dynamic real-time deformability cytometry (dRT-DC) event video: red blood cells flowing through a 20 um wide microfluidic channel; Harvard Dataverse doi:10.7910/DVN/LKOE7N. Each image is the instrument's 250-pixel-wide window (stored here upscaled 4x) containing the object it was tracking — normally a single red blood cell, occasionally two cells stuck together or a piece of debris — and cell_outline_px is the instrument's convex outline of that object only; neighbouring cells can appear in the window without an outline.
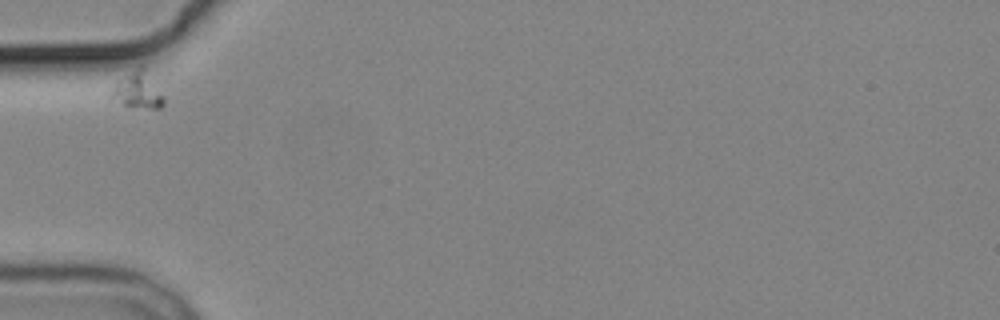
{"species": "common noctule bat (a hibernating species)", "species_latin": "Nyctalus noctula", "temperature_condition": "cold", "stored_images_in_passage": 1, "camera_frame_rate_fps": 3000, "um_per_image_px": 0.085, "animal": {"sex": "male", "body_mass_g": 19.2, "forearm_length_mm": 51.8}, "frame": {"image": 1, "passage_image": 1, "time_ms": 0.0, "image_size_px": [1000, 320], "cell_outline_px": [[164, 104], [160, 108], [132, 108], [108, 100], [108, 96], [112, 88], [116, 84], [140, 64], [144, 64], [164, 96]], "centroid_in_image_um": [11.7, 7.69], "position_along_channel_um": 73.3, "area_um2": 11.56}}